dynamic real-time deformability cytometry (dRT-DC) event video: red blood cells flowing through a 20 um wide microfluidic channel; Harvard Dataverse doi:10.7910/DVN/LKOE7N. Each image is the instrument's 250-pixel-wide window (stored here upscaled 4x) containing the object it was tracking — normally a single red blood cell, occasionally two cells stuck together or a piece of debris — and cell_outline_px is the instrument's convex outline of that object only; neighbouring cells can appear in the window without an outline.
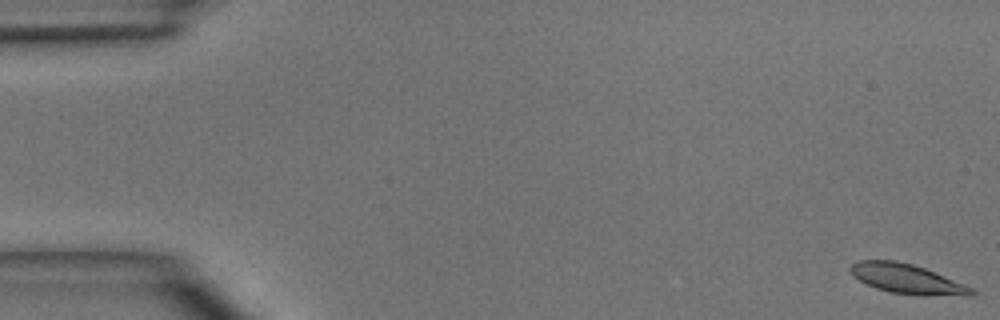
{"species": "common noctule bat (a hibernating species)", "species_latin": "Nyctalus noctula", "temperature_condition": "room temperature", "stored_images_in_passage": 5, "camera_frame_rate_fps": 3000, "um_per_image_px": 0.085, "animal": {"sex": "male", "body_mass_g": 15.6}, "frame": {"image": 1, "passage_image": 1, "time_ms": 0.0, "image_size_px": [1000, 320], "cell_outline_px": [[976, 292], [972, 296], [924, 296], [892, 292], [876, 288], [852, 276], [848, 268], [852, 264], [860, 260], [896, 260], [912, 264], [924, 268], [964, 284], [972, 288]], "centroid_in_image_um": [77.11, 23.71], "position_along_channel_um": 7.9, "area_um2": 20.92}}
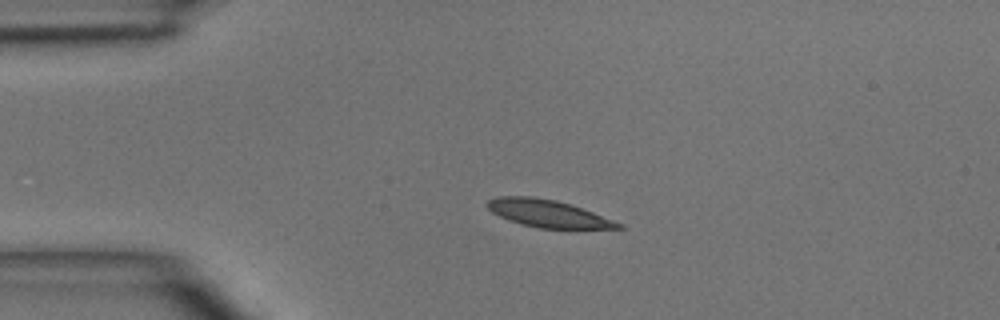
{"frame": {"image": 2, "passage_image": 4, "time_ms": 3.333, "image_size_px": [1000, 320], "cell_outline_px": [[624, 228], [540, 228], [520, 224], [508, 220], [492, 212], [484, 204], [488, 200], [496, 196], [532, 196], [556, 200], [572, 204], [624, 224]], "centroid_in_image_um": [46.54, 18.13], "position_along_channel_um": 38.5, "area_um2": 20.92}}